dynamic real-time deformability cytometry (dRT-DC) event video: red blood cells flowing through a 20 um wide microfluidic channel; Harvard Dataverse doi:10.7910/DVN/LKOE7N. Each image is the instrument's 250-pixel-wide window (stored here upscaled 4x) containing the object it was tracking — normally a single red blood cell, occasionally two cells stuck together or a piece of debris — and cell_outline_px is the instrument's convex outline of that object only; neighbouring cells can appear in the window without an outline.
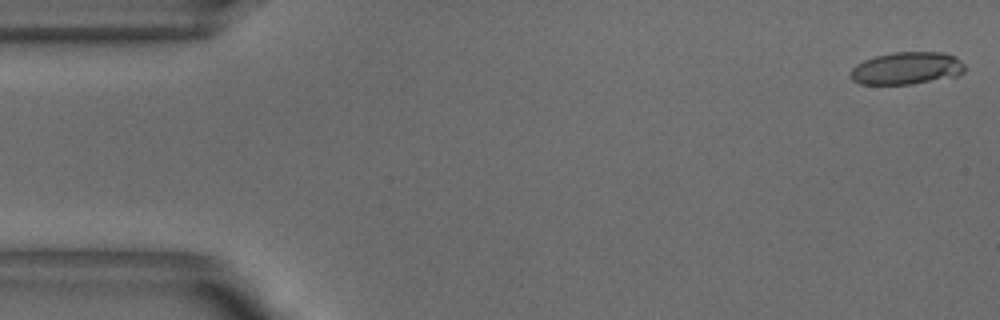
{"species": "common noctule bat (a hibernating species)", "species_latin": "Nyctalus noctula", "temperature_condition": "warm", "stored_images_in_passage": 9, "camera_frame_rate_fps": 3000, "um_per_image_px": 0.085, "animal": {"sex": "male", "body_mass_g": 18.8}, "frame": {"image": 1, "passage_image": 1, "time_ms": 0.0, "image_size_px": [1000, 320], "cell_outline_px": [[964, 72], [956, 76], [912, 84], [860, 84], [852, 80], [848, 76], [848, 72], [856, 64], [864, 60], [876, 56], [892, 52], [940, 52], [956, 56], [964, 64]], "centroid_in_image_um": [77.03, 5.8], "position_along_channel_um": 8.0, "area_um2": 21.73}}